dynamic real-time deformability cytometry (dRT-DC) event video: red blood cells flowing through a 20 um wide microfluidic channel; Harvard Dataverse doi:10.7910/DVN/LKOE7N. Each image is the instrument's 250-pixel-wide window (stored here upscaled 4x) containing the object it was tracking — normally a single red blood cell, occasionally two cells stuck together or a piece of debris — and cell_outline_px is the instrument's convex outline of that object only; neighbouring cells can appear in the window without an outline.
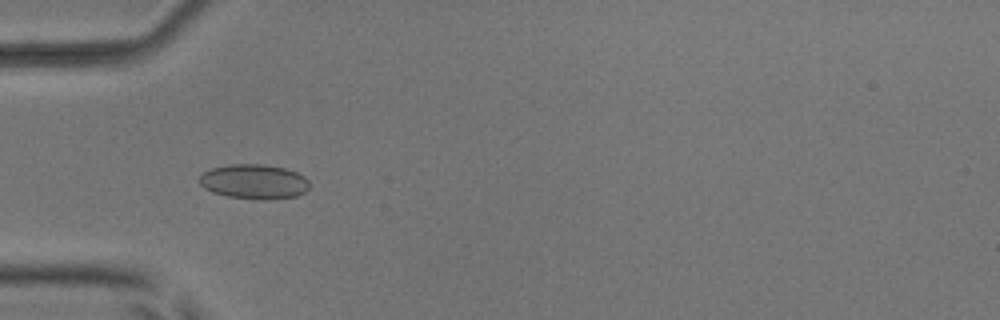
{"species": "common noctule bat (a hibernating species)", "species_latin": "Nyctalus noctula", "temperature_condition": "room temperature", "stored_images_in_passage": 45, "camera_frame_rate_fps": 3000, "um_per_image_px": 0.085, "animal": {"sex": "male", "body_mass_g": 17.9, "forearm_length_mm": 54.2}, "frame": {"image": 1, "passage_image": 18, "time_ms": 5.667, "image_size_px": [1000, 320], "cell_outline_px": [[308, 188], [304, 192], [296, 196], [264, 200], [228, 196], [212, 192], [204, 188], [200, 184], [200, 176], [204, 172], [212, 168], [228, 164], [260, 164], [284, 168], [296, 172], [304, 176], [308, 180]], "centroid_in_image_um": [21.59, 15.43], "position_along_channel_um": 63.4, "area_um2": 22.08}}
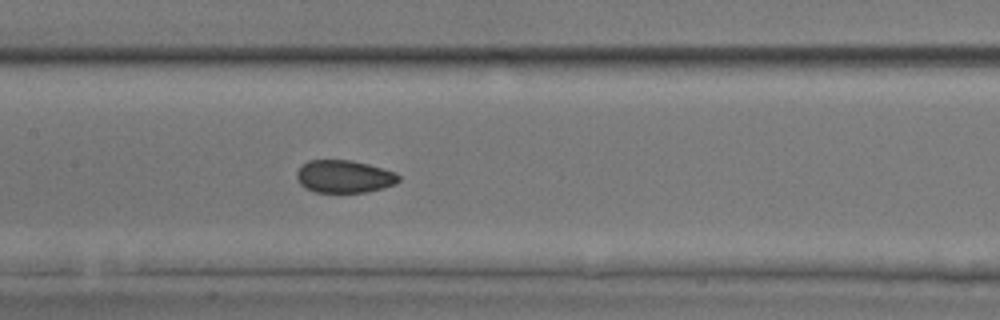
{"frame": {"image": 2, "passage_image": 27, "time_ms": 8.667, "image_size_px": [1000, 320], "cell_outline_px": [[400, 180], [396, 184], [384, 188], [368, 192], [316, 192], [304, 188], [300, 184], [296, 176], [296, 172], [308, 160], [352, 160], [368, 164], [396, 172], [400, 176]], "centroid_in_image_um": [29.28, 15.01], "position_along_channel_um": 178.1, "area_um2": 19.54}}
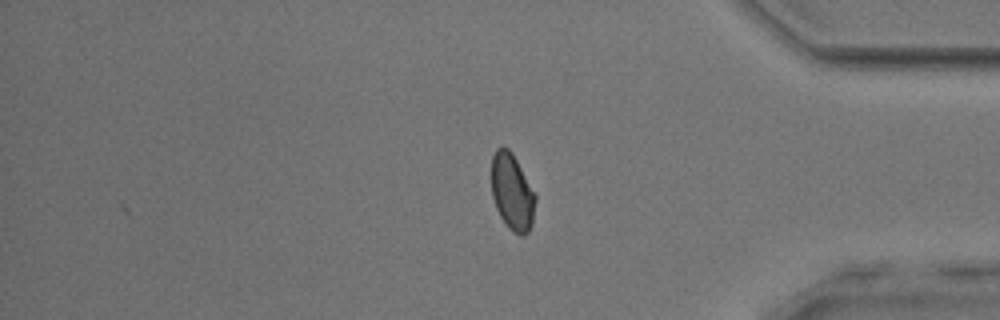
{"frame": {"image": 3, "passage_image": 45, "time_ms": 14.667, "image_size_px": [1000, 320], "cell_outline_px": [[536, 200], [532, 224], [528, 232], [524, 236], [520, 236], [512, 232], [508, 228], [500, 216], [496, 208], [492, 196], [492, 156], [496, 148], [508, 148], [512, 152], [536, 196]], "centroid_in_image_um": [43.53, 16.36], "position_along_channel_um": 391.7, "area_um2": 19.54}, "authors_computed_cell_mechanics": {"area_um2": 20.6346, "velocity_mm_per_s": 3.9017, "shape_relaxation_time_tau1_ms": 5.2332, "shape_relaxation_time_tau2_ms": 0.9581, "deformation_change_tau1": 0.086, "deformation_change_tau2": 0.0305}}